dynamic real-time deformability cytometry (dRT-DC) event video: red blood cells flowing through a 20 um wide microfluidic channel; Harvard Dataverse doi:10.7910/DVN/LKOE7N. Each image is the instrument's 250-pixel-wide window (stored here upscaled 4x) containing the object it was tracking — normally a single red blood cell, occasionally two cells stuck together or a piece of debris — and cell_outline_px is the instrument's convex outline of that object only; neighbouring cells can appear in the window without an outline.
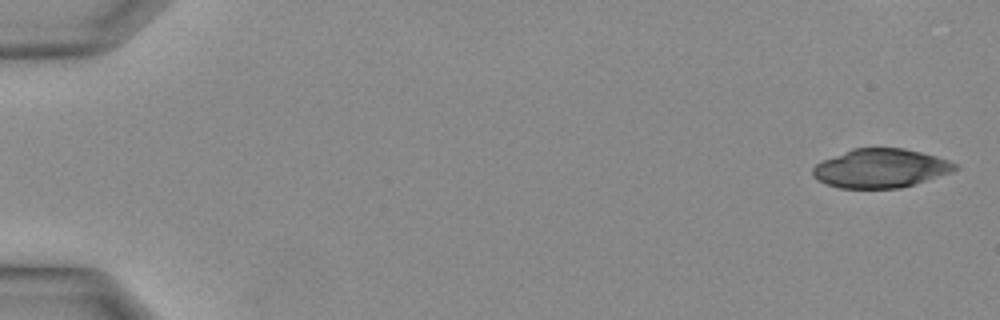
{"species": "Egyptian fruit bat (a non-hibernating species)", "species_latin": "Rousettus aegyptiacus", "temperature_condition": "warm", "stored_images_in_passage": 34, "camera_frame_rate_fps": 3000, "um_per_image_px": 0.085, "animal": {"sex": "female"}, "frame": {"image": 1, "passage_image": 1, "time_ms": 0.0, "image_size_px": [1000, 320], "cell_outline_px": [[960, 168], [952, 172], [900, 188], [840, 188], [816, 180], [812, 176], [812, 168], [816, 164], [824, 160], [852, 148], [904, 148], [936, 156], [948, 160], [956, 164]], "centroid_in_image_um": [74.84, 14.3], "position_along_channel_um": 10.2, "area_um2": 32.08}}